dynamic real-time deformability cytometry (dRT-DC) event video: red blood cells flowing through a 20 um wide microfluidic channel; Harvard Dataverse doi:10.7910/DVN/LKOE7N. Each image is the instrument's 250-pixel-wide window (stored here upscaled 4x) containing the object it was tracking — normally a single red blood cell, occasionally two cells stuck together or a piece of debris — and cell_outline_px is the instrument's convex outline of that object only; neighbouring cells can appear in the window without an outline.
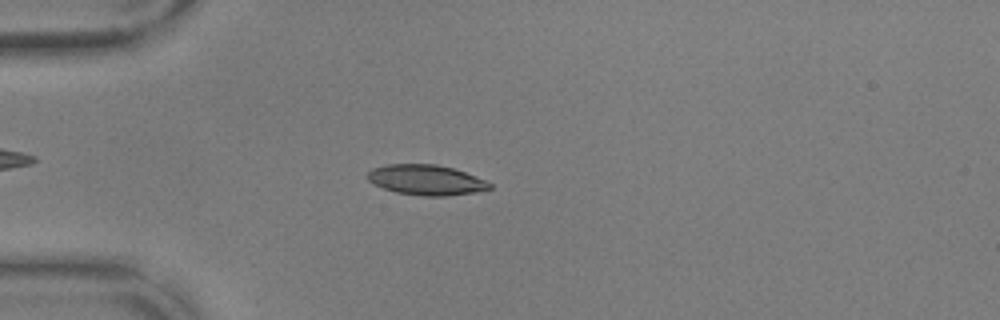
{"species": "common noctule bat (a hibernating species)", "species_latin": "Nyctalus noctula", "temperature_condition": "warm", "stored_images_in_passage": 55, "camera_frame_rate_fps": 3000, "um_per_image_px": 0.085, "animal": {"sex": "male", "body_mass_g": 17.9, "forearm_length_mm": 54.2}, "frame": {"image": 1, "passage_image": 15, "time_ms": 4.667, "image_size_px": [1000, 320], "cell_outline_px": [[492, 188], [476, 192], [448, 196], [424, 196], [396, 192], [384, 188], [368, 180], [364, 176], [372, 168], [388, 164], [436, 164], [452, 168], [464, 172], [484, 180], [492, 184]], "centroid_in_image_um": [36.2, 15.29], "position_along_channel_um": 48.8, "area_um2": 21.44}}
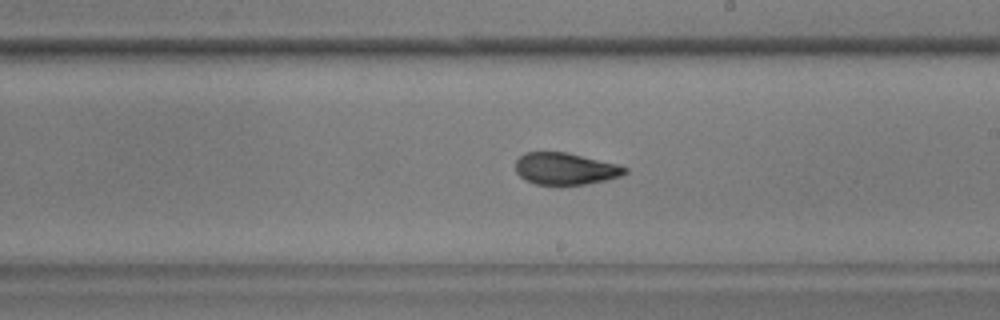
{"frame": {"image": 2, "passage_image": 32, "time_ms": 10.333, "image_size_px": [1000, 320], "cell_outline_px": [[628, 172], [620, 176], [604, 180], [584, 184], [560, 188], [536, 184], [524, 180], [516, 172], [516, 160], [524, 152], [568, 152], [616, 164], [628, 168]], "centroid_in_image_um": [48.01, 14.38], "position_along_channel_um": 241.0, "area_um2": 20.87}}
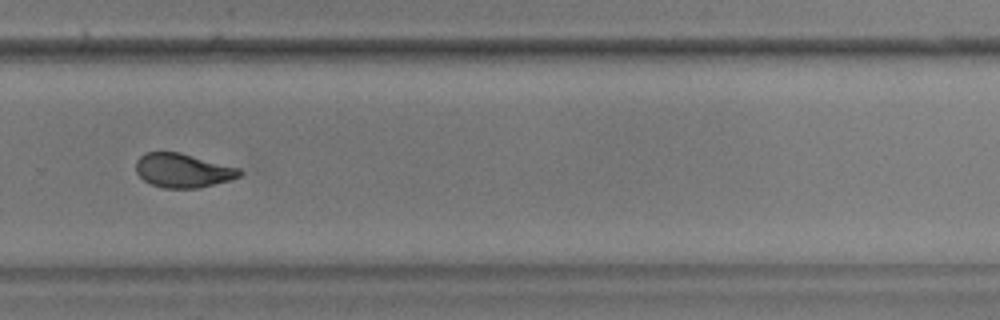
{"frame": {"image": 3, "passage_image": 38, "time_ms": 12.333, "image_size_px": [1000, 320], "cell_outline_px": [[244, 172], [240, 176], [228, 180], [196, 188], [164, 188], [152, 184], [144, 180], [136, 172], [136, 160], [144, 152], [180, 152], [240, 168]], "centroid_in_image_um": [15.53, 14.48], "position_along_channel_um": 314.3, "area_um2": 20.46}, "authors_computed_cell_mechanics": {"area_um2": 20.9814, "velocity_mm_per_s": 3.6833, "shape_relaxation_time_tau1_ms": 10.2037, "shape_relaxation_time_tau2_ms": 1.6609, "deformation_change_tau1": 0.2513, "deformation_change_tau2": 0.0658}}